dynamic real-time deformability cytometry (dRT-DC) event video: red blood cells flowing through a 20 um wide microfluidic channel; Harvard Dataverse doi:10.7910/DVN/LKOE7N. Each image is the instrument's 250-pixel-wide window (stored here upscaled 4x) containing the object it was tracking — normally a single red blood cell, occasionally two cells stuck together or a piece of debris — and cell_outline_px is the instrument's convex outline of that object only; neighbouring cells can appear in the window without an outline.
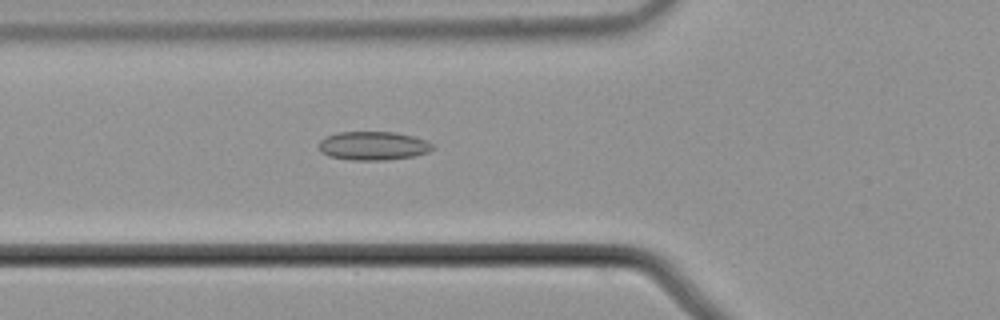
{"species": "common noctule bat (a hibernating species)", "species_latin": "Nyctalus noctula", "temperature_condition": "cold", "stored_images_in_passage": 6, "camera_frame_rate_fps": 3000, "um_per_image_px": 0.085, "animal": {"sex": "male", "body_mass_g": 21.5, "forearm_length_mm": 52.0}, "frame": {"image": 1, "passage_image": 6, "time_ms": 1.667, "image_size_px": [1000, 320], "cell_outline_px": [[436, 148], [428, 152], [412, 156], [384, 160], [352, 160], [328, 156], [320, 152], [320, 140], [328, 136], [340, 132], [396, 132], [428, 140]], "centroid_in_image_um": [31.75, 12.39], "position_along_channel_um": 94.1, "area_um2": 18.96}}